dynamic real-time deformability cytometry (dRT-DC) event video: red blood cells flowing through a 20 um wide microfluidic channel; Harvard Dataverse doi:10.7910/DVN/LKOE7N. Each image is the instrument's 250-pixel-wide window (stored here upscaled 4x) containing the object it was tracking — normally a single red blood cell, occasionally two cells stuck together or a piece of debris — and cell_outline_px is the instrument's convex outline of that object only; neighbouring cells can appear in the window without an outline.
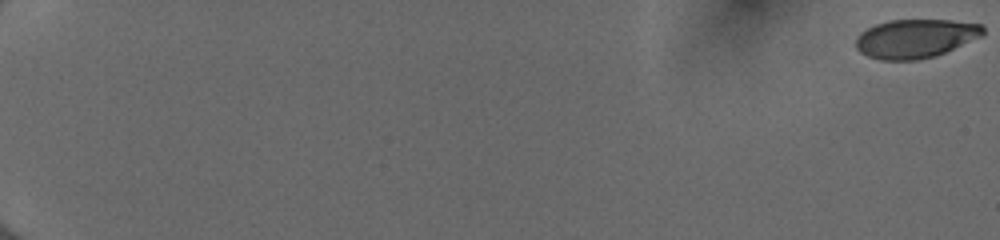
{"species": "human", "species_latin": "Homo sapiens", "temperature_condition": "cold", "stored_images_in_passage": 55, "camera_frame_rate_fps": 3000, "um_per_image_px": 0.085, "donor": {"sex": "female"}, "frame": {"image": 1, "passage_image": 1, "time_ms": 0.0, "image_size_px": [1000, 240], "cell_outline_px": [[984, 36], [936, 56], [916, 60], [880, 60], [868, 56], [860, 52], [856, 48], [856, 36], [860, 32], [876, 24], [888, 20], [952, 20], [980, 24], [984, 28]], "centroid_in_image_um": [77.82, 3.27], "position_along_channel_um": 7.2, "area_um2": 28.96}}
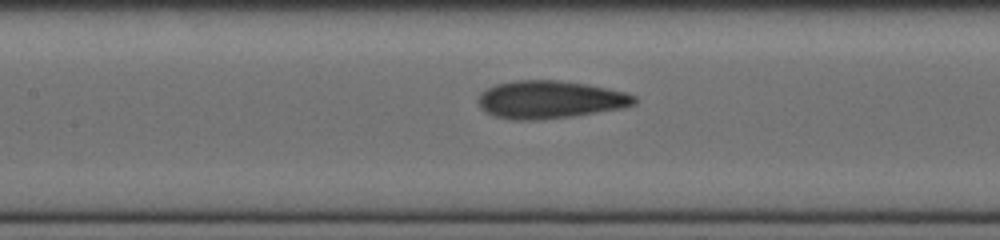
{"frame": {"image": 2, "passage_image": 30, "time_ms": 9.667, "image_size_px": [1000, 240], "cell_outline_px": [[636, 104], [624, 108], [572, 116], [540, 120], [512, 120], [492, 116], [480, 108], [476, 100], [480, 92], [496, 84], [512, 80], [560, 80], [588, 84], [624, 92], [636, 96]], "centroid_in_image_um": [46.71, 8.47], "position_along_channel_um": 160.7, "area_um2": 34.8}}
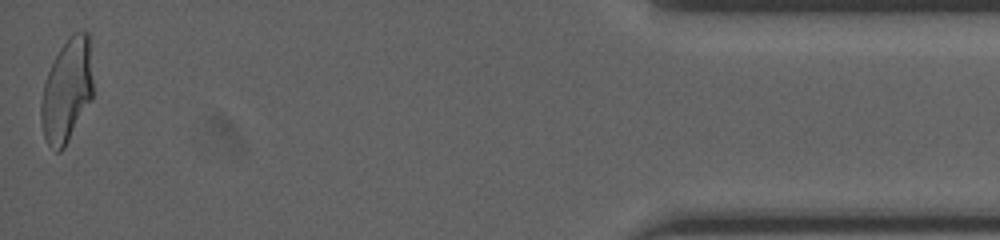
{"frame": {"image": 3, "passage_image": 55, "time_ms": 18.0, "image_size_px": [1000, 240], "cell_outline_px": [[92, 100], [64, 148], [60, 152], [56, 152], [48, 144], [44, 136], [40, 120], [40, 104], [44, 84], [48, 72], [60, 48], [68, 36], [72, 32], [88, 32], [92, 36]], "centroid_in_image_um": [5.71, 7.66], "position_along_channel_um": 429.5, "area_um2": 31.85}, "authors_computed_cell_mechanics": {"area_um2": 31.8478, "velocity_mm_per_s": 4.0328, "shape_relaxation_time_tau1_ms": 6.3355, "shape_relaxation_time_tau2_ms": 1.0857, "deformation_change_tau1": 0.225, "deformation_change_tau2": 0.077}}